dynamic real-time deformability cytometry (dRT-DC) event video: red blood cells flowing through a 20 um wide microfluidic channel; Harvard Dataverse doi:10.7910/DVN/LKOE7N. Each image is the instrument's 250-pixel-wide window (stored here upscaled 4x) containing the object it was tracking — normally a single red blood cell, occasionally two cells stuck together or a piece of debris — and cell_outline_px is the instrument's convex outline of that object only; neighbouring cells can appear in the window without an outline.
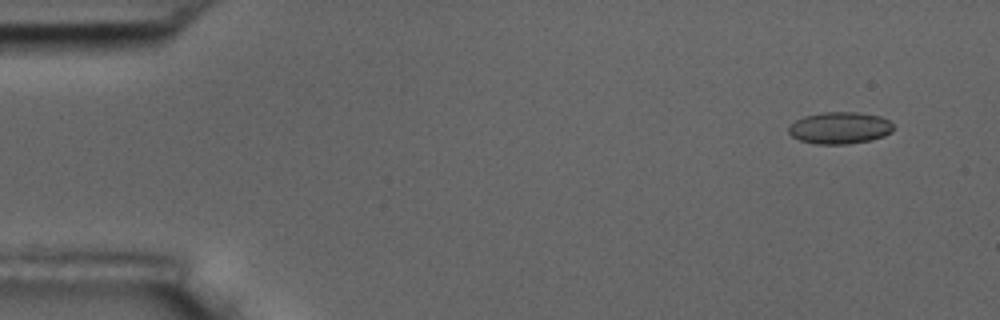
{"species": "common noctule bat (a hibernating species)", "species_latin": "Nyctalus noctula", "temperature_condition": "room temperature", "stored_images_in_passage": 5, "camera_frame_rate_fps": 3000, "um_per_image_px": 0.085, "animal": {"sex": "male", "body_mass_g": 17.5, "forearm_length_mm": 52.3}, "frame": {"image": 1, "passage_image": 1, "time_ms": 0.0, "image_size_px": [1000, 320], "cell_outline_px": [[892, 132], [884, 136], [872, 140], [848, 144], [816, 144], [800, 140], [792, 136], [788, 132], [788, 128], [796, 120], [804, 116], [824, 112], [856, 112], [880, 116], [888, 120], [892, 124]], "centroid_in_image_um": [71.39, 10.88], "position_along_channel_um": 13.6, "area_um2": 19.42}}
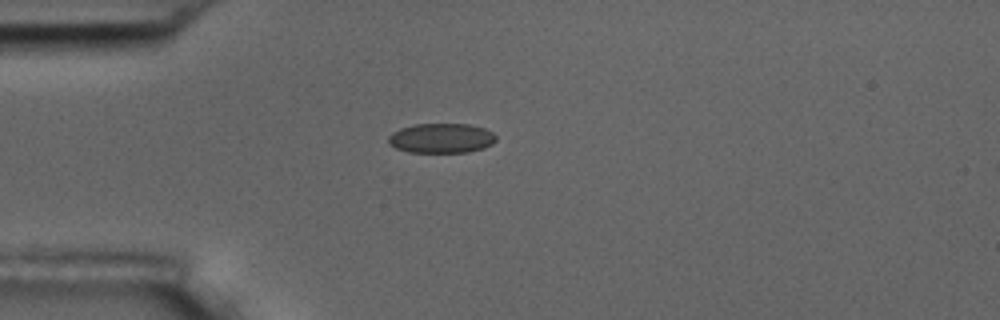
{"frame": {"image": 2, "passage_image": 4, "time_ms": 3.667, "image_size_px": [1000, 320], "cell_outline_px": [[496, 140], [492, 144], [484, 148], [468, 152], [408, 152], [396, 148], [388, 144], [388, 136], [392, 132], [400, 128], [416, 124], [468, 124], [484, 128], [492, 132], [496, 136]], "centroid_in_image_um": [37.5, 11.75], "position_along_channel_um": 47.5, "area_um2": 18.73}}